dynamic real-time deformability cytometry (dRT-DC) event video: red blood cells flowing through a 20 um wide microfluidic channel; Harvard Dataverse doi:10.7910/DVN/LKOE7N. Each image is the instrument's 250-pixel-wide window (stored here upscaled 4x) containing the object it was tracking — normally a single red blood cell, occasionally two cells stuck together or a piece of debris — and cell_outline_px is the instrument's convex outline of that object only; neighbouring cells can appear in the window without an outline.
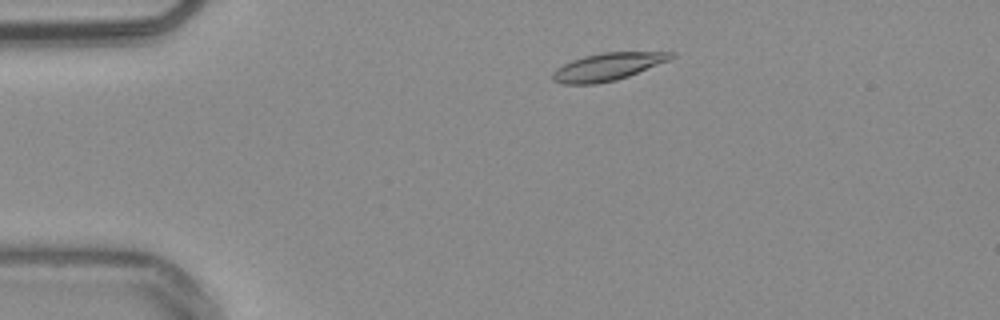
{"species": "common noctule bat (a hibernating species)", "species_latin": "Nyctalus noctula", "temperature_condition": "warm", "stored_images_in_passage": 49, "camera_frame_rate_fps": 3000, "um_per_image_px": 0.085, "animal": {"sex": "male", "body_mass_g": 20.4}, "frame": {"image": 1, "passage_image": 6, "time_ms": 1.667, "image_size_px": [1000, 320], "cell_outline_px": [[676, 56], [668, 60], [628, 76], [616, 80], [596, 84], [564, 84], [552, 80], [552, 72], [556, 68], [572, 60], [584, 56], [604, 52], [676, 52]], "centroid_in_image_um": [51.62, 5.67], "position_along_channel_um": 33.4, "area_um2": 18.84}}
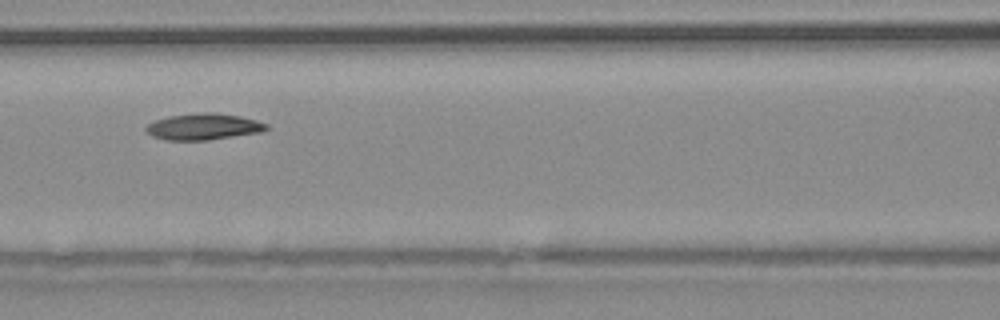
{"frame": {"image": 2, "passage_image": 19, "time_ms": 6.0, "image_size_px": [1000, 320], "cell_outline_px": [[268, 128], [260, 132], [208, 140], [164, 140], [152, 136], [144, 128], [148, 124], [156, 120], [168, 116], [196, 112], [216, 112], [240, 116], [256, 120], [268, 124]], "centroid_in_image_um": [17.28, 10.75], "position_along_channel_um": 149.3, "area_um2": 18.55}}
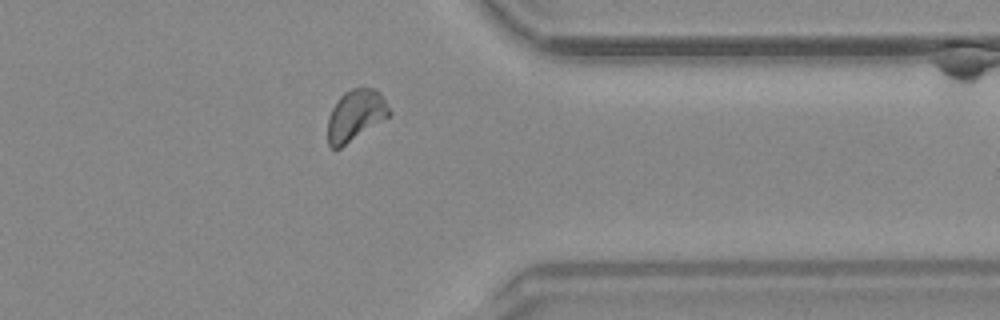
{"frame": {"image": 3, "passage_image": 38, "time_ms": 12.333, "image_size_px": [1000, 320], "cell_outline_px": [[392, 112], [388, 116], [340, 148], [332, 148], [328, 144], [328, 120], [332, 108], [340, 96], [344, 92], [352, 88], [376, 88], [380, 92]], "centroid_in_image_um": [30.22, 9.77], "position_along_channel_um": 381.2, "area_um2": 18.03}, "authors_computed_cell_mechanics": {"area_um2": 18.3226, "velocity_mm_per_s": 3.7788, "shape_relaxation_time_tau1_ms": 4.5228, "shape_relaxation_time_tau2_ms": null, "deformation_change_tau1": 0.1346, "deformation_change_tau2": null}}